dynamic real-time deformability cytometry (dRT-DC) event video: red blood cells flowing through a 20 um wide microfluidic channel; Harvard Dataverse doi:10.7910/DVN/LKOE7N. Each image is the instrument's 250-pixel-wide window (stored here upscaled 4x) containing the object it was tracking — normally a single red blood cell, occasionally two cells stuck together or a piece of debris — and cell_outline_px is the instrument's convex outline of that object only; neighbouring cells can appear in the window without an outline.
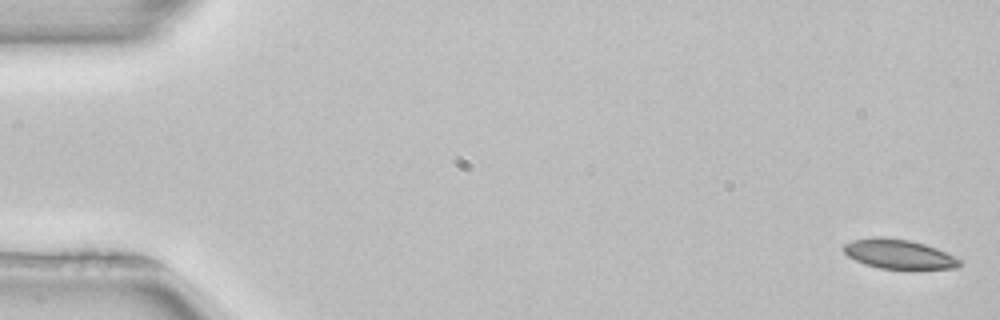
{"species": "common noctule bat (a hibernating species)", "species_latin": "Nyctalus noctula", "temperature_condition": "room temperature", "stored_images_in_passage": 52, "camera_frame_rate_fps": 3000, "um_per_image_px": 0.085, "animal": {"sex": "female", "body_mass_g": 22.7, "forearm_length_mm": 54.2}, "frame": {"image": 1, "passage_image": 1, "time_ms": 0.0, "image_size_px": [1000, 320], "cell_outline_px": [[964, 264], [956, 268], [880, 268], [864, 264], [848, 256], [840, 248], [844, 244], [852, 240], [872, 236], [880, 236], [908, 240], [924, 244], [936, 248], [960, 260]], "centroid_in_image_um": [76.33, 21.58], "position_along_channel_um": 8.7, "area_um2": 19.71}}
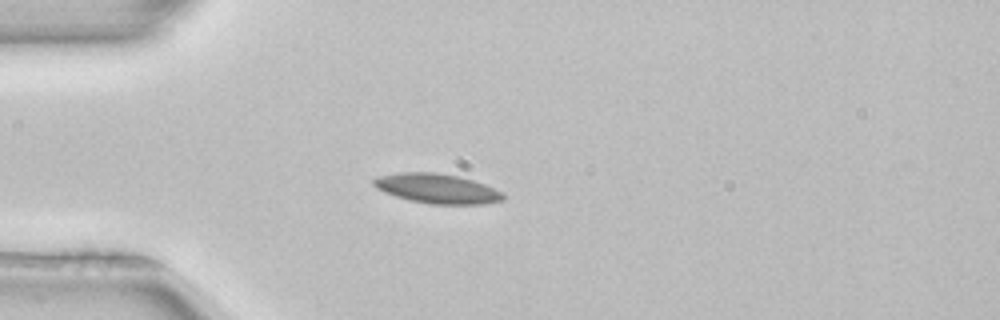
{"frame": {"image": 2, "passage_image": 14, "time_ms": 4.333, "image_size_px": [1000, 320], "cell_outline_px": [[504, 200], [484, 204], [432, 204], [412, 200], [396, 196], [384, 192], [376, 188], [372, 184], [372, 180], [380, 176], [400, 172], [436, 172], [456, 176], [472, 180], [484, 184], [504, 192]], "centroid_in_image_um": [37.17, 16.02], "position_along_channel_um": 47.8, "area_um2": 22.25}}
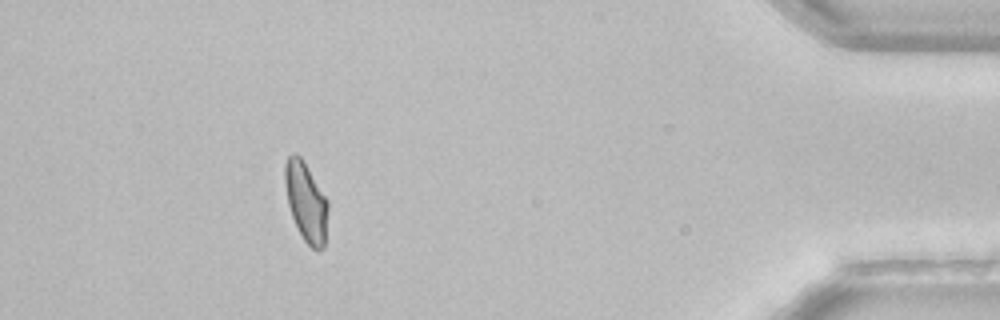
{"frame": {"image": 3, "passage_image": 47, "time_ms": 15.333, "image_size_px": [1000, 320], "cell_outline_px": [[328, 212], [324, 248], [316, 252], [304, 240], [292, 216], [288, 204], [284, 180], [284, 164], [288, 156], [292, 152], [296, 152], [300, 156], [328, 200]], "centroid_in_image_um": [26.01, 17.15], "position_along_channel_um": 409.2, "area_um2": 19.88}, "authors_computed_cell_mechanics": {"area_um2": 20.4323, "velocity_mm_per_s": 3.9449, "shape_relaxation_time_tau1_ms": 5.6333, "shape_relaxation_time_tau2_ms": 7.6294, "deformation_change_tau1": 0.1244, "deformation_change_tau2": 0.1118}}